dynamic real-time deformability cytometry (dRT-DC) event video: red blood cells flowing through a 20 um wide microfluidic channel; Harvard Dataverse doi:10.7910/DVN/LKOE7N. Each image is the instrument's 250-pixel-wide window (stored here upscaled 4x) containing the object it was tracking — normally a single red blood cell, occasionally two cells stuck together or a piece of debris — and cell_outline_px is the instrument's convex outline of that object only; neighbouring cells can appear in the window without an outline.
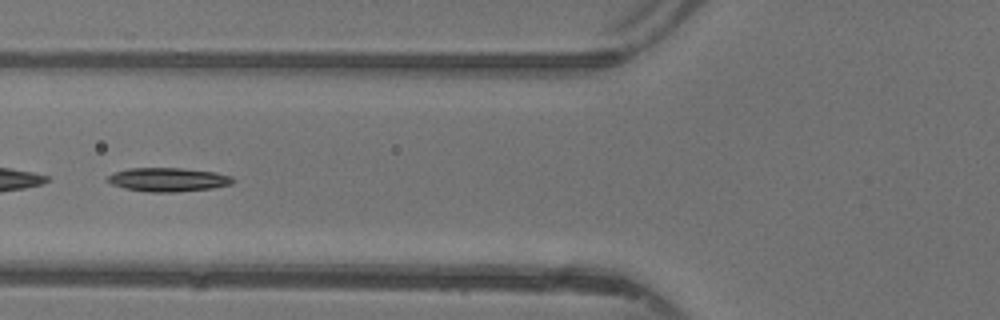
{"species": "common noctule bat (a hibernating species)", "species_latin": "Nyctalus noctula", "temperature_condition": "warm", "stored_images_in_passage": 46, "segment_of_instrument_passage": [2, 2], "camera_frame_rate_fps": 3000, "um_per_image_px": 0.085, "animal": {"sex": "female"}, "frame": {"image": 1, "passage_image": 19, "time_ms": 6.0, "image_size_px": [1000, 320], "cell_outline_px": [[236, 180], [232, 184], [212, 188], [176, 192], [148, 192], [124, 188], [112, 184], [104, 180], [112, 172], [128, 168], [180, 168], [216, 172], [232, 176]], "centroid_in_image_um": [14.27, 15.26], "position_along_channel_um": 111.5, "area_um2": 17.57}}
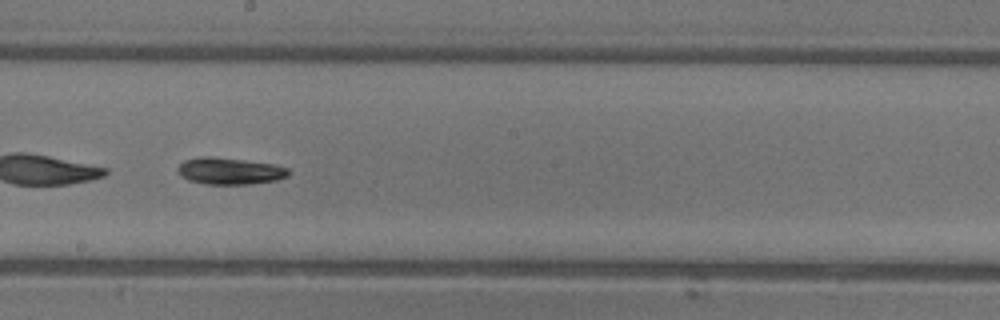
{"frame": {"image": 2, "passage_image": 27, "time_ms": 8.667, "image_size_px": [1000, 320], "cell_outline_px": [[292, 172], [288, 176], [276, 180], [252, 184], [204, 184], [188, 180], [180, 176], [176, 168], [184, 160], [204, 156], [208, 156], [244, 160], [272, 164], [288, 168]], "centroid_in_image_um": [19.52, 14.54], "position_along_channel_um": 228.7, "area_um2": 17.34}}
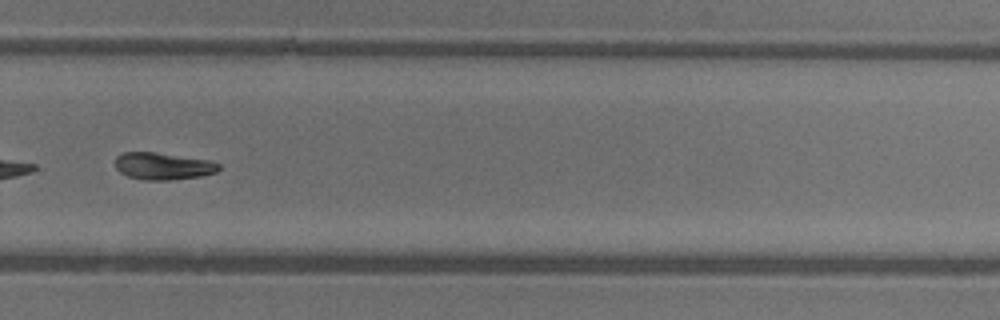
{"frame": {"image": 3, "passage_image": 33, "time_ms": 10.667, "image_size_px": [1000, 320], "cell_outline_px": [[220, 168], [216, 172], [200, 176], [168, 180], [144, 180], [128, 176], [120, 172], [116, 168], [116, 156], [124, 152], [156, 152], [208, 160], [220, 164]], "centroid_in_image_um": [13.84, 14.12], "position_along_channel_um": 316.0, "area_um2": 16.24}}